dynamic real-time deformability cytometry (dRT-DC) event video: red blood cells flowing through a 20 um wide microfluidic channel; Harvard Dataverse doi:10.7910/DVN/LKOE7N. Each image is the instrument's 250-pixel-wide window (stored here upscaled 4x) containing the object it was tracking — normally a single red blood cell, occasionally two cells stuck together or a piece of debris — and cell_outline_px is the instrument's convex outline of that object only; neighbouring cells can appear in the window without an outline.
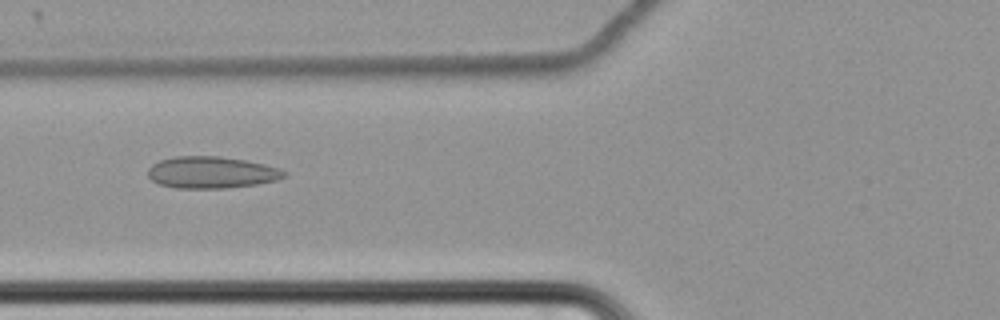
{"species": "common noctule bat (a hibernating species)", "species_latin": "Nyctalus noctula", "temperature_condition": "cold", "stored_images_in_passage": 43, "camera_frame_rate_fps": 3000, "um_per_image_px": 0.085, "animal": {"sex": "female", "body_mass_g": 22.7, "forearm_length_mm": 54.2}, "frame": {"image": 1, "passage_image": 7, "time_ms": 2.0, "image_size_px": [1000, 320], "cell_outline_px": [[288, 176], [276, 180], [256, 184], [224, 188], [176, 188], [160, 184], [152, 180], [148, 176], [148, 168], [152, 164], [160, 160], [176, 156], [220, 156], [244, 160], [264, 164], [280, 168], [288, 172]], "centroid_in_image_um": [17.99, 14.65], "position_along_channel_um": 107.8, "area_um2": 25.26}}
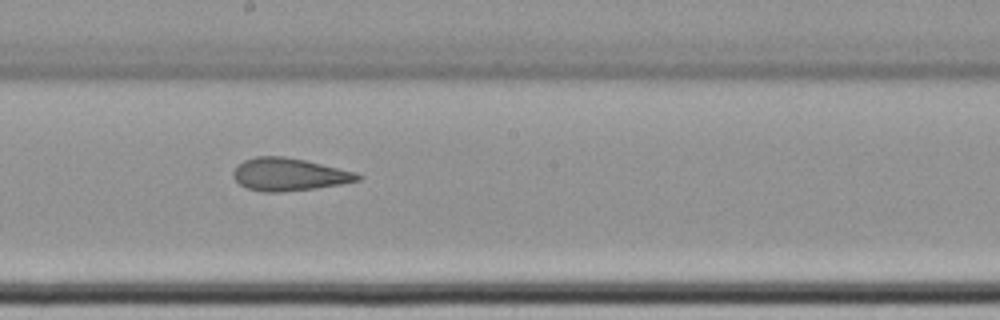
{"frame": {"image": 2, "passage_image": 17, "time_ms": 5.333, "image_size_px": [1000, 320], "cell_outline_px": [[364, 176], [360, 180], [340, 184], [316, 188], [280, 192], [264, 192], [248, 188], [240, 184], [232, 176], [232, 172], [244, 160], [256, 156], [284, 156], [304, 160], [356, 172]], "centroid_in_image_um": [24.58, 14.83], "position_along_channel_um": 223.6, "area_um2": 23.52}}
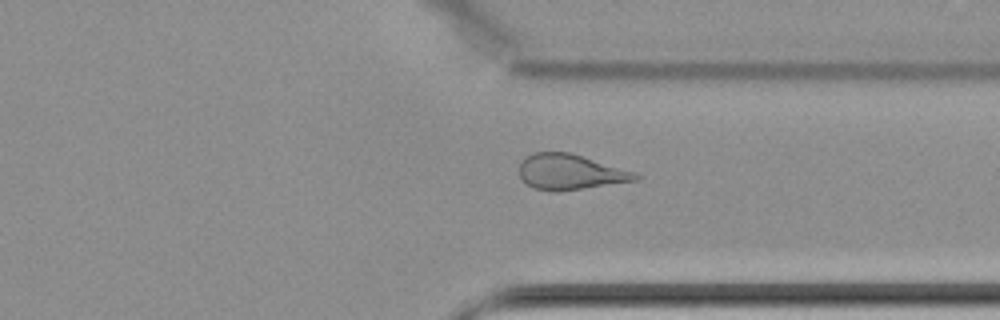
{"frame": {"image": 3, "passage_image": 29, "time_ms": 9.333, "image_size_px": [1000, 320], "cell_outline_px": [[640, 180], [556, 192], [552, 192], [532, 188], [520, 176], [520, 160], [532, 152], [572, 152], [636, 172], [640, 176]], "centroid_in_image_um": [48.48, 14.61], "position_along_channel_um": 362.9, "area_um2": 24.28}, "authors_computed_cell_mechanics": {"area_um2": 24.9118, "velocity_mm_per_s": 3.4668, "shape_relaxation_time_tau1_ms": null, "shape_relaxation_time_tau2_ms": 1.9161, "deformation_change_tau1": null, "deformation_change_tau2": 0.0874}}